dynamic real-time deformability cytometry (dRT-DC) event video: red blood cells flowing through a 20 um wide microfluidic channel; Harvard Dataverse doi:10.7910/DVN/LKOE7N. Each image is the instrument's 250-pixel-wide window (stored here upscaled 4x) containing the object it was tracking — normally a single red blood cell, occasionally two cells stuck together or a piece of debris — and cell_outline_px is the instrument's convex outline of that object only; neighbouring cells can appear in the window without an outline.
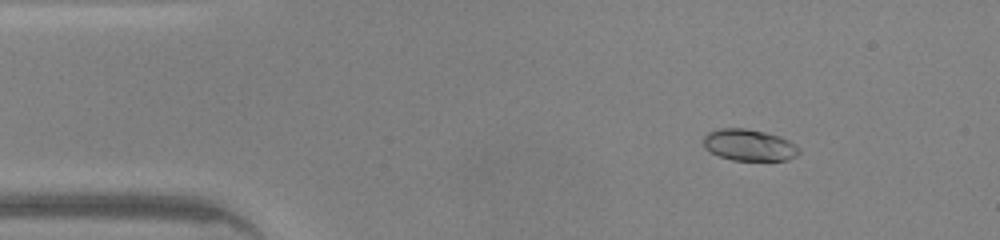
{"species": "common noctule bat (a hibernating species)", "species_latin": "Nyctalus noctula", "temperature_condition": "warm", "stored_images_in_passage": 45, "camera_frame_rate_fps": 3000, "um_per_image_px": 0.085, "animal": {"sex": "male", "body_mass_g": 20.0, "forearm_length_mm": 53.3}, "frame": {"image": 1, "passage_image": 5, "time_ms": 1.333, "image_size_px": [1000, 240], "cell_outline_px": [[800, 152], [796, 156], [788, 160], [732, 160], [708, 152], [704, 148], [704, 136], [708, 132], [720, 128], [744, 128], [764, 132], [780, 136], [788, 140], [800, 148]], "centroid_in_image_um": [63.66, 12.33], "position_along_channel_um": 21.3, "area_um2": 17.63}}
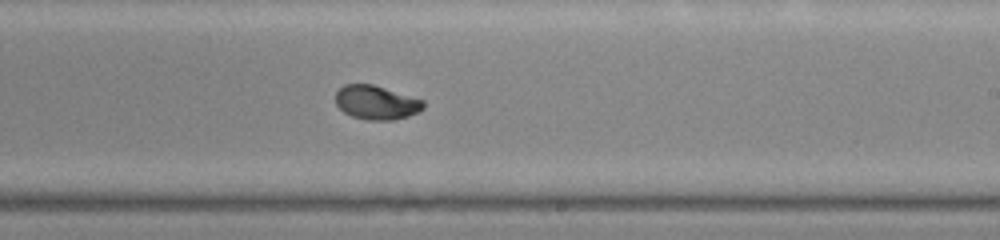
{"frame": {"image": 2, "passage_image": 26, "time_ms": 8.333, "image_size_px": [1000, 240], "cell_outline_px": [[424, 108], [420, 112], [408, 116], [392, 120], [368, 120], [352, 116], [344, 112], [336, 104], [336, 92], [344, 84], [372, 84], [424, 100]], "centroid_in_image_um": [32.0, 8.71], "position_along_channel_um": 257.0, "area_um2": 17.34}}
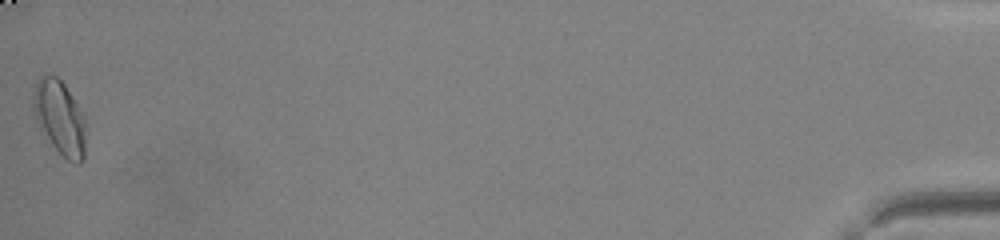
{"frame": {"image": 3, "passage_image": 45, "time_ms": 14.667, "image_size_px": [1000, 240], "cell_outline_px": [[84, 160], [80, 164], [76, 164], [68, 160], [52, 144], [36, 120], [32, 104], [36, 84], [44, 76], [56, 76], [64, 84], [76, 104], [84, 120]], "centroid_in_image_um": [5.08, 10.03], "position_along_channel_um": 430.1, "area_um2": 21.68}, "authors_computed_cell_mechanics": {"area_um2": 17.8024, "velocity_mm_per_s": 4.3657, "shape_relaxation_time_tau1_ms": 2.9099, "shape_relaxation_time_tau2_ms": 0.6705, "deformation_change_tau1": 0.1831, "deformation_change_tau2": 0.0403}}